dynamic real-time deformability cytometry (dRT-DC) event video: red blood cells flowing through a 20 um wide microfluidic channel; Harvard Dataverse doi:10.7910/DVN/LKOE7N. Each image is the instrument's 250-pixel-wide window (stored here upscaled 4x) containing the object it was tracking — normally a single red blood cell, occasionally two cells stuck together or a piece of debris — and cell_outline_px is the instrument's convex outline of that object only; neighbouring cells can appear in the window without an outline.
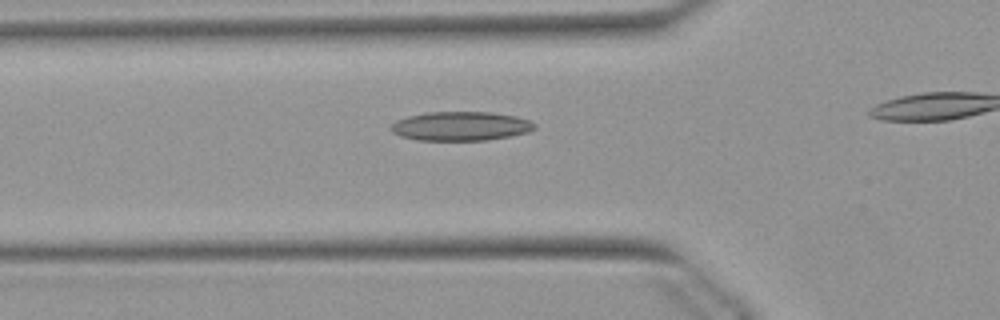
{"species": "Egyptian fruit bat (a non-hibernating species)", "species_latin": "Rousettus aegyptiacus", "temperature_condition": "warm", "stored_images_in_passage": 26, "camera_frame_rate_fps": 3000, "um_per_image_px": 0.085, "animal": {"sex": "female"}, "frame": {"image": 1, "passage_image": 2, "time_ms": 0.333, "image_size_px": [1000, 320], "cell_outline_px": [[536, 128], [528, 132], [508, 136], [484, 140], [416, 140], [400, 136], [392, 132], [388, 128], [396, 120], [408, 116], [428, 112], [492, 112], [516, 116], [528, 120], [536, 124]], "centroid_in_image_um": [39.13, 10.72], "position_along_channel_um": 86.7, "area_um2": 24.33}}
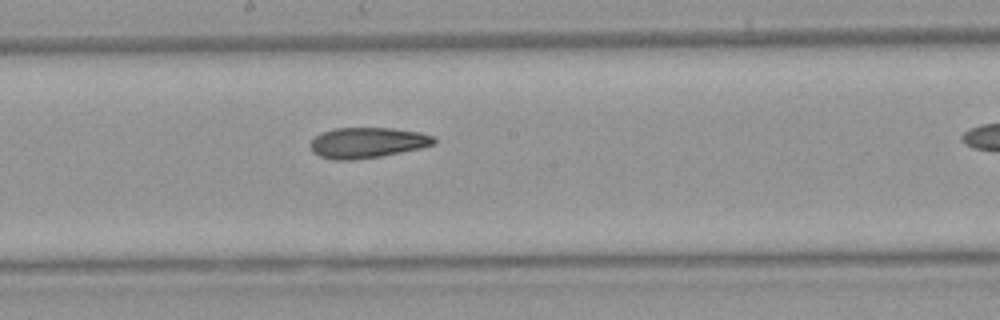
{"frame": {"image": 2, "passage_image": 12, "time_ms": 3.667, "image_size_px": [1000, 320], "cell_outline_px": [[436, 144], [424, 148], [380, 156], [352, 160], [336, 160], [320, 156], [312, 152], [308, 144], [320, 132], [336, 128], [392, 128], [420, 132], [432, 136], [436, 140]], "centroid_in_image_um": [31.22, 12.13], "position_along_channel_um": 217.0, "area_um2": 22.2}}
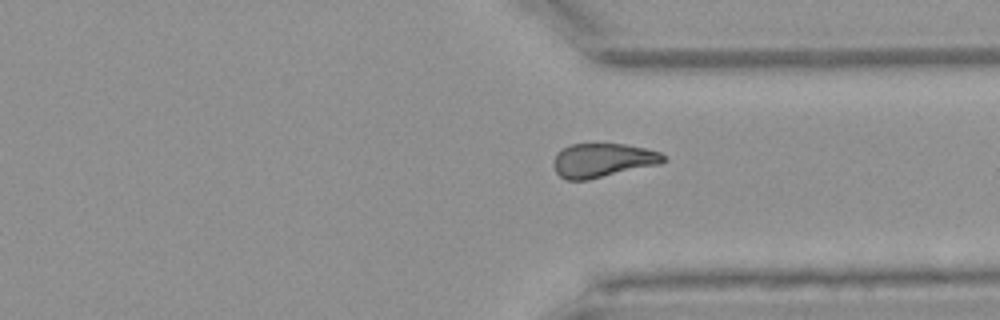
{"frame": {"image": 3, "passage_image": 23, "time_ms": 7.333, "image_size_px": [1000, 320], "cell_outline_px": [[668, 160], [660, 164], [588, 180], [568, 180], [560, 176], [556, 172], [556, 156], [564, 148], [572, 144], [624, 144], [644, 148], [660, 152], [668, 156]], "centroid_in_image_um": [51.33, 13.63], "position_along_channel_um": 360.1, "area_um2": 21.5}}